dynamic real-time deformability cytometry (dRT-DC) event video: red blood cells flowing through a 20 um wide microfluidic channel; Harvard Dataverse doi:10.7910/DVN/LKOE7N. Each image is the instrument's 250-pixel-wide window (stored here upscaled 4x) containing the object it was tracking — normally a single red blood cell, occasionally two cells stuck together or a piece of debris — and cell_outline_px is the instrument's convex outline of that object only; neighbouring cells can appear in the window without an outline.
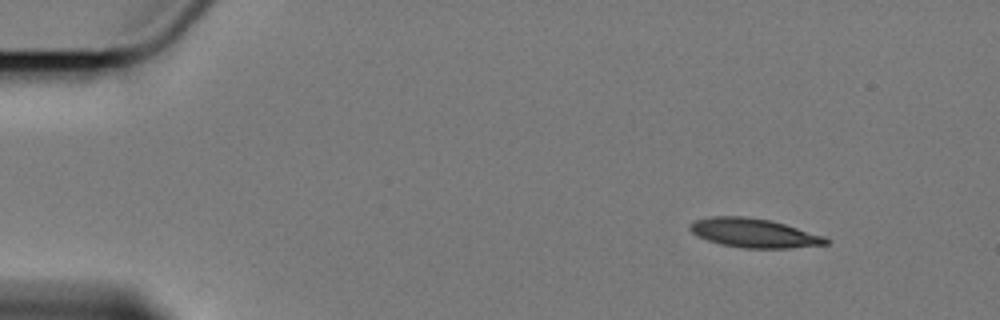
{"species": "Egyptian fruit bat (a non-hibernating species)", "species_latin": "Rousettus aegyptiacus", "temperature_condition": "cold", "stored_images_in_passage": 5, "segment_of_instrument_passage": [1, 2], "camera_frame_rate_fps": 3000, "um_per_image_px": 0.085, "animal": {"sex": "female"}, "frame": {"image": 1, "passage_image": 1, "time_ms": 0.0, "image_size_px": [1000, 320], "cell_outline_px": [[832, 240], [828, 244], [788, 248], [744, 248], [724, 244], [708, 240], [692, 232], [688, 228], [688, 224], [696, 220], [708, 216], [748, 216], [772, 220], [824, 236]], "centroid_in_image_um": [64.1, 19.79], "position_along_channel_um": 20.9, "area_um2": 23.0}}